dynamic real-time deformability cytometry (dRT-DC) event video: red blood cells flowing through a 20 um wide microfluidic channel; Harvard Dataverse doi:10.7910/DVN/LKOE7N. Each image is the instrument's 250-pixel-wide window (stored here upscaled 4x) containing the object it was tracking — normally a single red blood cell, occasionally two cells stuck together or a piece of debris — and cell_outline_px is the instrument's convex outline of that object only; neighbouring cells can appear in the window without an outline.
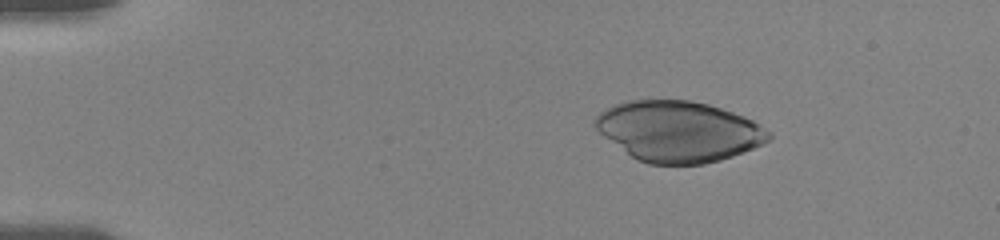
{"species": "human", "species_latin": "Homo sapiens", "temperature_condition": "room temperature", "stored_images_in_passage": 35, "camera_frame_rate_fps": 3000, "um_per_image_px": 0.085, "donor": {"sex": "female"}, "frame": {"image": 1, "passage_image": 6, "time_ms": 2.667, "image_size_px": [1000, 240], "cell_outline_px": [[772, 136], [768, 140], [752, 148], [732, 156], [720, 160], [704, 164], [648, 164], [636, 160], [604, 136], [592, 124], [596, 116], [604, 108], [612, 104], [624, 100], [688, 100], [708, 104], [744, 116], [760, 124], [772, 132]], "centroid_in_image_um": [57.64, 11.16], "position_along_channel_um": 27.4, "area_um2": 61.44}}